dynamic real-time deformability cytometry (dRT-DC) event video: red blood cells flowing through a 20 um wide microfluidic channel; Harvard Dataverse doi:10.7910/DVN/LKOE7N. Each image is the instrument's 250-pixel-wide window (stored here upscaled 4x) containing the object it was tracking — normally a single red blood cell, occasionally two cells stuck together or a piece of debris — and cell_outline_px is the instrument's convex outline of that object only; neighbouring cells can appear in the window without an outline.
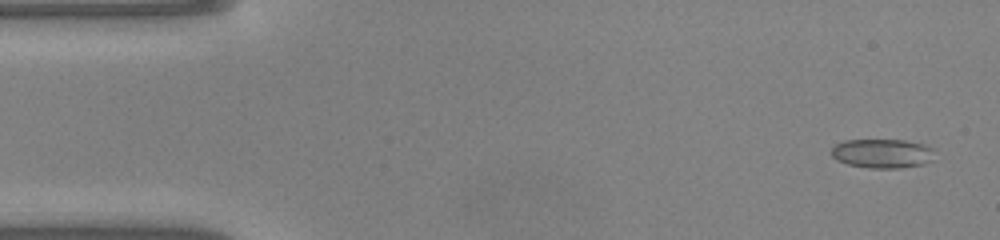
{"species": "common noctule bat (a hibernating species)", "species_latin": "Nyctalus noctula", "temperature_condition": "warm", "stored_images_in_passage": 48, "camera_frame_rate_fps": 3000, "um_per_image_px": 0.085, "animal": {"sex": "male", "body_mass_g": 20.0, "forearm_length_mm": 53.3}, "frame": {"image": 1, "passage_image": 2, "time_ms": 0.333, "image_size_px": [1000, 240], "cell_outline_px": [[932, 160], [924, 164], [900, 168], [868, 168], [848, 164], [836, 160], [832, 156], [832, 148], [836, 144], [844, 140], [904, 140], [924, 144], [932, 148]], "centroid_in_image_um": [74.98, 13.04], "position_along_channel_um": 10.0, "area_um2": 17.51}}
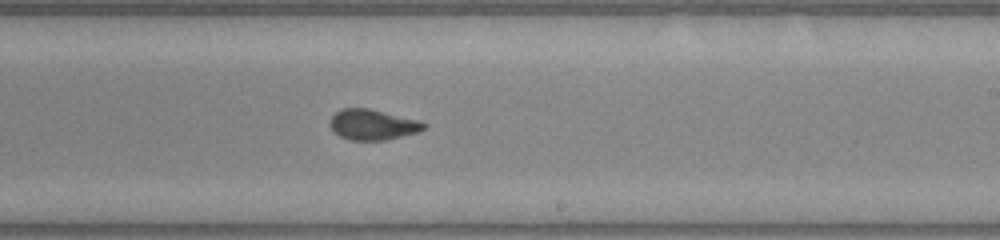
{"frame": {"image": 2, "passage_image": 28, "time_ms": 9.0, "image_size_px": [1000, 240], "cell_outline_px": [[428, 124], [420, 132], [384, 140], [348, 140], [340, 136], [328, 124], [328, 120], [340, 108], [368, 108], [420, 120]], "centroid_in_image_um": [31.68, 10.59], "position_along_channel_um": 257.3, "area_um2": 16.82}}
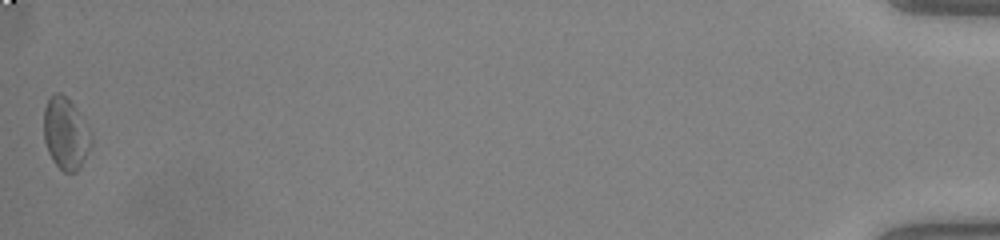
{"frame": {"image": 3, "passage_image": 48, "time_ms": 15.667, "image_size_px": [1000, 240], "cell_outline_px": [[92, 144], [80, 168], [76, 172], [64, 172], [52, 160], [48, 152], [44, 140], [44, 108], [48, 100], [56, 92], [60, 92], [76, 108], [92, 132]], "centroid_in_image_um": [5.6, 11.37], "position_along_channel_um": 429.6, "area_um2": 19.83}, "authors_computed_cell_mechanics": {"area_um2": 17.1088, "velocity_mm_per_s": 4.1337, "shape_relaxation_time_tau1_ms": 8.4952, "shape_relaxation_time_tau2_ms": 1.4043, "deformation_change_tau1": 0.1693, "deformation_change_tau2": 0.0625}}